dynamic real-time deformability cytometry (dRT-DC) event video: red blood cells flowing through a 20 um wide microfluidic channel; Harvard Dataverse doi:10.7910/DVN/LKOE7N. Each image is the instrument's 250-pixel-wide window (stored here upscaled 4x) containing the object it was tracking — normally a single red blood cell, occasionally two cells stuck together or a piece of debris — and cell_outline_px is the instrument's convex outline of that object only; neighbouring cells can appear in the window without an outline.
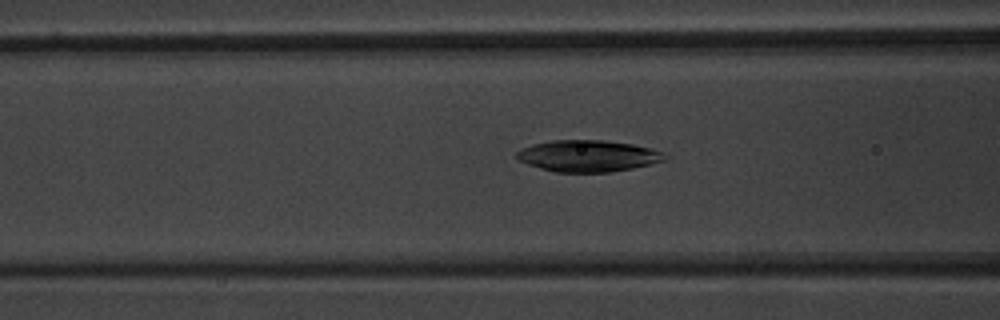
{"species": "common noctule bat (a hibernating species)", "species_latin": "Nyctalus noctula", "temperature_condition": "warm", "stored_images_in_passage": 52, "camera_frame_rate_fps": 3000, "um_per_image_px": 0.085, "animal": {"sex": "male", "body_mass_g": 20.1, "forearm_length_mm": 53.5}, "frame": {"image": 1, "passage_image": 21, "time_ms": 6.667, "image_size_px": [1000, 320], "cell_outline_px": [[668, 156], [664, 160], [632, 168], [612, 172], [556, 172], [540, 168], [528, 164], [520, 160], [516, 156], [516, 152], [532, 144], [552, 140], [604, 140], [632, 144], [652, 148], [664, 152]], "centroid_in_image_um": [50.0, 13.25], "position_along_channel_um": 116.6, "area_um2": 27.11}}
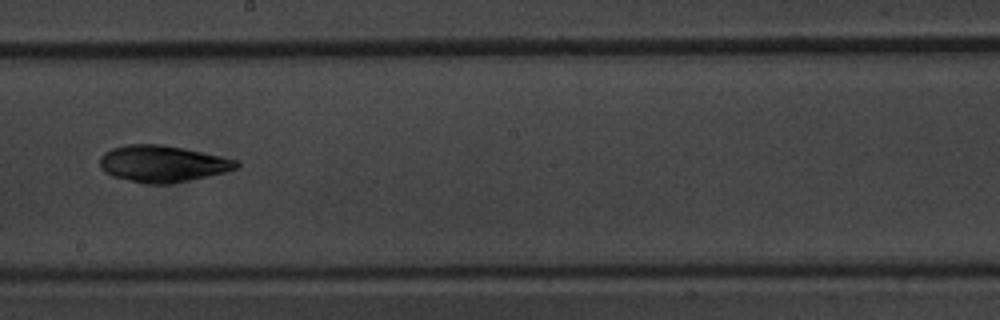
{"frame": {"image": 2, "passage_image": 30, "time_ms": 9.667, "image_size_px": [1000, 320], "cell_outline_px": [[240, 164], [236, 168], [224, 172], [208, 176], [168, 184], [148, 184], [112, 176], [104, 172], [100, 168], [100, 156], [104, 152], [112, 148], [128, 144], [160, 144], [184, 148], [220, 156], [236, 160]], "centroid_in_image_um": [13.77, 13.91], "position_along_channel_um": 234.4, "area_um2": 28.96}}
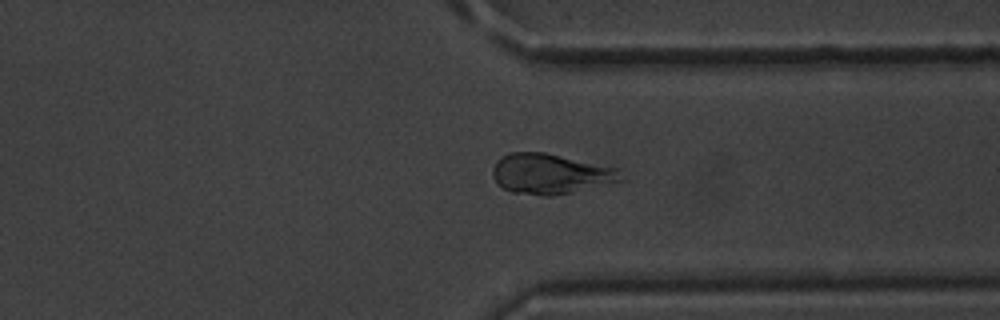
{"frame": {"image": 3, "passage_image": 40, "time_ms": 13.0, "image_size_px": [1000, 320], "cell_outline_px": [[624, 180], [572, 192], [552, 196], [544, 196], [512, 192], [504, 188], [496, 180], [492, 172], [492, 168], [496, 160], [508, 152], [544, 152], [620, 168]], "centroid_in_image_um": [46.81, 14.76], "position_along_channel_um": 364.6, "area_um2": 30.11}, "authors_computed_cell_mechanics": {"area_um2": 28.9867, "velocity_mm_per_s": 3.917, "shape_relaxation_time_tau1_ms": 3.0573, "shape_relaxation_time_tau2_ms": 7.447, "deformation_change_tau1": 0.1158, "deformation_change_tau2": 0.1338}}